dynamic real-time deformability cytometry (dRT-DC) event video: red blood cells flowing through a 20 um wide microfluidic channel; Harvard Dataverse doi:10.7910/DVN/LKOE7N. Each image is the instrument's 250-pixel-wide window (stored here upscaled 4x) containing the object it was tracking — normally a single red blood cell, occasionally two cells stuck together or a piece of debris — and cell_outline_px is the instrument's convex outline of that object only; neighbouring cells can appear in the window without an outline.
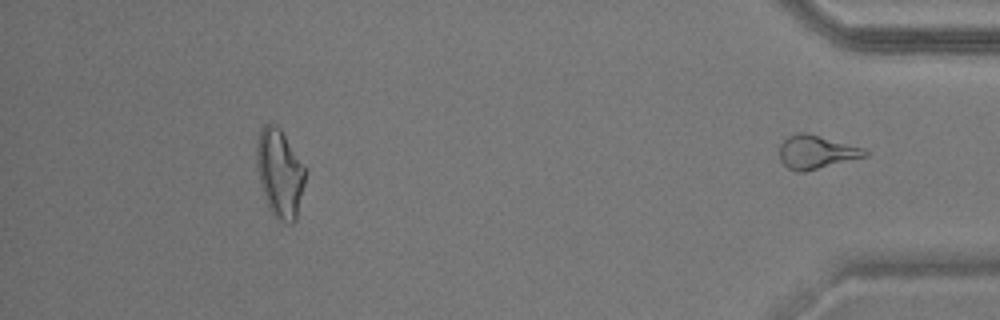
{"species": "common noctule bat (a hibernating species)", "species_latin": "Nyctalus noctula", "temperature_condition": "warm", "stored_images_in_passage": 51, "segment_of_instrument_passage": [2, 2], "camera_frame_rate_fps": 3000, "um_per_image_px": 0.085, "animal": {"sex": "male", "body_mass_g": 17.9}, "frame": {"image": 1, "passage_image": 51, "time_ms": 16.667, "image_size_px": [1000, 320], "cell_outline_px": [[868, 156], [804, 172], [796, 172], [788, 168], [780, 160], [780, 144], [788, 136], [800, 132], [808, 132], [864, 148], [868, 152]], "centroid_in_image_um": [69.39, 12.92], "position_along_channel_um": 365.8, "area_um2": 16.76}}